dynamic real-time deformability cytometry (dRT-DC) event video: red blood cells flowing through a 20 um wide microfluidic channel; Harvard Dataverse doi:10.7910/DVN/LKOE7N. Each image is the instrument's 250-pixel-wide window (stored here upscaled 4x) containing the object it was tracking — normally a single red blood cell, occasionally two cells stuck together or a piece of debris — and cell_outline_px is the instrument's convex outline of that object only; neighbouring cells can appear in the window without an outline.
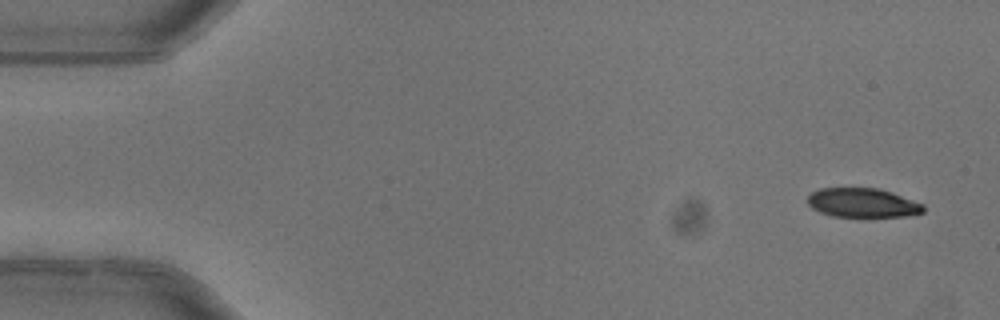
{"species": "common noctule bat (a hibernating species)", "species_latin": "Nyctalus noctula", "temperature_condition": "warm", "stored_images_in_passage": 4, "camera_frame_rate_fps": 3000, "um_per_image_px": 0.085, "animal": {"sex": "female"}, "frame": {"image": 1, "passage_image": 1, "time_ms": 0.0, "image_size_px": [1000, 320], "cell_outline_px": [[924, 212], [904, 216], [832, 216], [820, 212], [812, 208], [808, 204], [808, 196], [812, 192], [820, 188], [880, 188], [892, 192], [924, 204]], "centroid_in_image_um": [73.32, 17.23], "position_along_channel_um": 11.7, "area_um2": 19.59}}
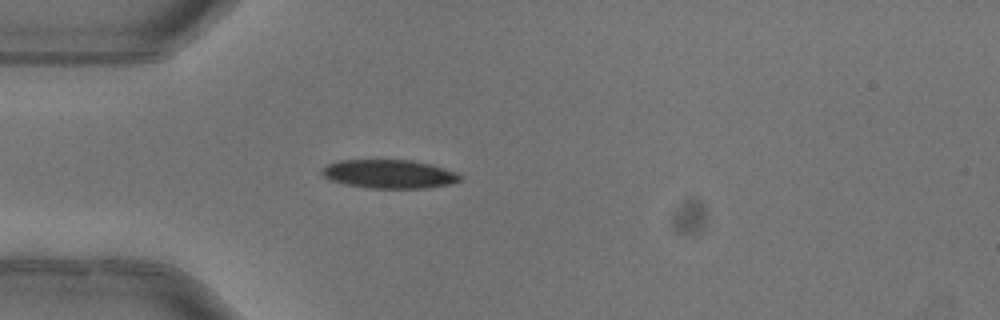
{"frame": {"image": 2, "passage_image": 4, "time_ms": 1.0, "image_size_px": [1000, 320], "cell_outline_px": [[460, 180], [448, 184], [428, 188], [368, 188], [344, 184], [328, 180], [320, 172], [328, 164], [336, 160], [412, 160], [432, 164], [456, 172], [460, 176]], "centroid_in_image_um": [33.04, 14.79], "position_along_channel_um": 52.0, "area_um2": 23.12}}